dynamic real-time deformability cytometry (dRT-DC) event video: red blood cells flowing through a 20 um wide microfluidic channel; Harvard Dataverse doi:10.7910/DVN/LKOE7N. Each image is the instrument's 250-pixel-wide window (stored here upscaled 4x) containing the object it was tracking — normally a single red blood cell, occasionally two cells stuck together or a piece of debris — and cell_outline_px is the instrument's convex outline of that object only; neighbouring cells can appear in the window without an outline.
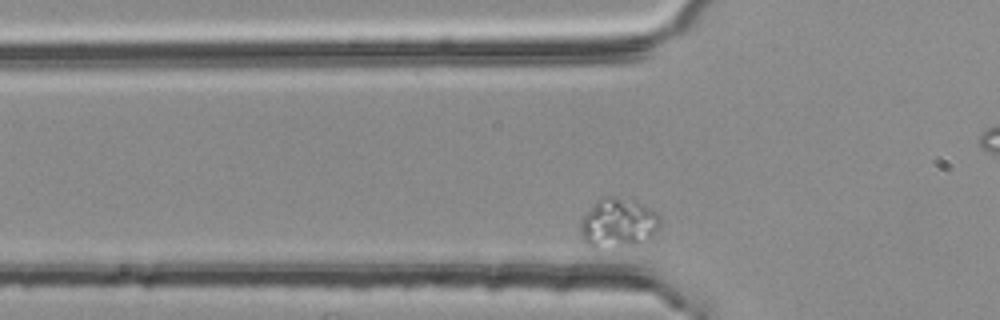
{"species": "common noctule bat (a hibernating species)", "species_latin": "Nyctalus noctula", "temperature_condition": "room temperature", "stored_images_in_passage": 37, "camera_frame_rate_fps": 3000, "um_per_image_px": 0.085, "animal": {"sex": "female", "body_mass_g": 25.1}, "frame": {"image": 1, "passage_image": 8, "time_ms": 2.333, "image_size_px": [1000, 320], "cell_outline_px": [[660, 224], [648, 236], [636, 244], [596, 248], [592, 248], [584, 240], [580, 228], [580, 220], [600, 200], [608, 196], [616, 196], [636, 200], [656, 212], [660, 216]], "centroid_in_image_um": [52.53, 18.93], "position_along_channel_um": 73.3, "area_um2": 22.2}}
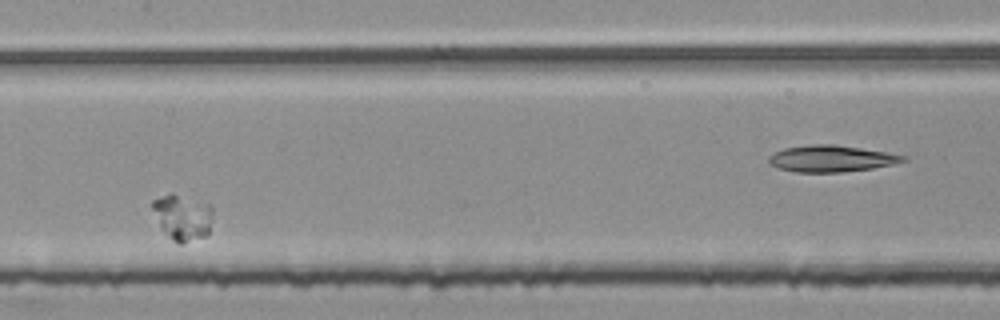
{"frame": {"image": 2, "passage_image": 19, "time_ms": 6.0, "image_size_px": [1000, 320], "cell_outline_px": [[212, 220], [208, 232], [204, 236], [180, 244], [172, 240], [160, 228], [152, 208], [152, 200], [168, 192], [172, 192], [208, 204], [212, 208]], "centroid_in_image_um": [15.48, 18.44], "position_along_channel_um": 191.9, "area_um2": 16.13}}
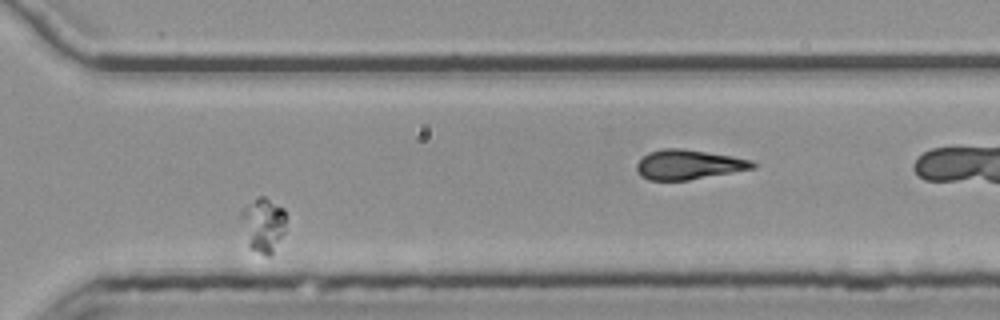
{"frame": {"image": 3, "passage_image": 33, "time_ms": 10.667, "image_size_px": [1000, 320], "cell_outline_px": [[284, 232], [272, 256], [264, 256], [248, 248], [240, 216], [240, 208], [256, 196], [264, 196], [284, 208]], "centroid_in_image_um": [22.33, 19.11], "position_along_channel_um": 348.3, "area_um2": 14.62}}